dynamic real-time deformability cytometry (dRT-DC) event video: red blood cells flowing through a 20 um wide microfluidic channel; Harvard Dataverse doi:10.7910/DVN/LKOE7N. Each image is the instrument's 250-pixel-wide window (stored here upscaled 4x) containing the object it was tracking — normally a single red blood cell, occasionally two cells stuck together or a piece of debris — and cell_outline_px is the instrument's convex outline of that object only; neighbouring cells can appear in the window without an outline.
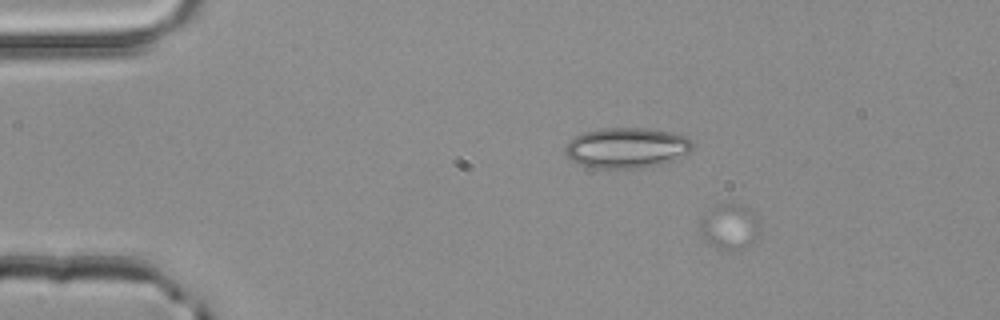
{"species": "common noctule bat (a hibernating species)", "species_latin": "Nyctalus noctula", "temperature_condition": "room temperature", "stored_images_in_passage": 44, "camera_frame_rate_fps": 3000, "um_per_image_px": 0.085, "animal": {"sex": "male", "body_mass_g": 20.4}, "frame": {"image": 1, "passage_image": 6, "time_ms": 1.667, "image_size_px": [1000, 320], "cell_outline_px": [[760, 232], [748, 244], [740, 248], [716, 248], [704, 236], [700, 228], [700, 224], [708, 208], [720, 204], [732, 204], [748, 208], [756, 216], [760, 228]], "centroid_in_image_um": [62.02, 19.22], "position_along_channel_um": 23.0, "area_um2": 15.03}}
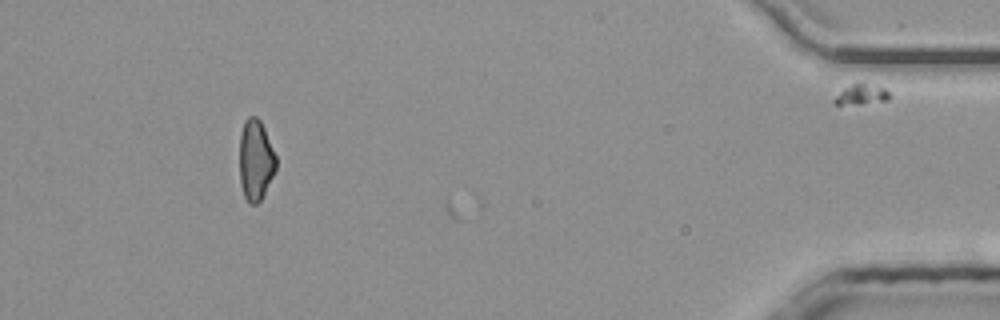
{"frame": {"image": 2, "passage_image": 43, "time_ms": 14.0, "image_size_px": [1000, 320], "cell_outline_px": [[276, 172], [260, 200], [256, 204], [248, 204], [244, 196], [240, 184], [240, 136], [244, 120], [248, 116], [256, 116], [260, 120], [264, 128], [276, 156]], "centroid_in_image_um": [21.73, 13.61], "position_along_channel_um": 413.5, "area_um2": 17.28}}